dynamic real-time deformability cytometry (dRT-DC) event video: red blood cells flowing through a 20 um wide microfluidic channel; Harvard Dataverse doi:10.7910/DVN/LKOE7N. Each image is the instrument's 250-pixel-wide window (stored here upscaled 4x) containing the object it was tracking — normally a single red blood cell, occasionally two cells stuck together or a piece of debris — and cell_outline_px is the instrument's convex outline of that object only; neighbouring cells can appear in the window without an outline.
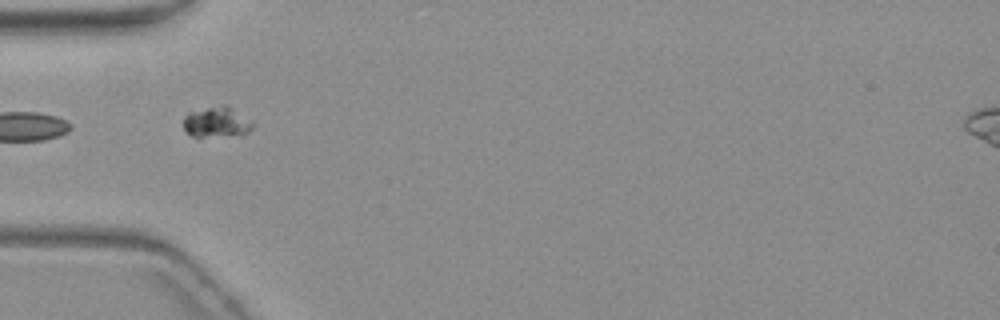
{"species": "common noctule bat (a hibernating species)", "species_latin": "Nyctalus noctula", "temperature_condition": "warm", "stored_images_in_passage": 4, "camera_frame_rate_fps": 3000, "um_per_image_px": 0.085, "animal": {"sex": "female", "body_mass_g": 19.3, "forearm_length_mm": 54.1}, "frame": {"image": 1, "passage_image": 1, "time_ms": 0.0, "image_size_px": [1000, 320], "cell_outline_px": [[252, 128], [248, 132], [204, 136], [192, 136], [184, 128], [184, 116], [188, 112], [224, 104], [228, 104], [252, 120]], "centroid_in_image_um": [18.42, 10.32], "position_along_channel_um": 66.6, "area_um2": 11.96}}
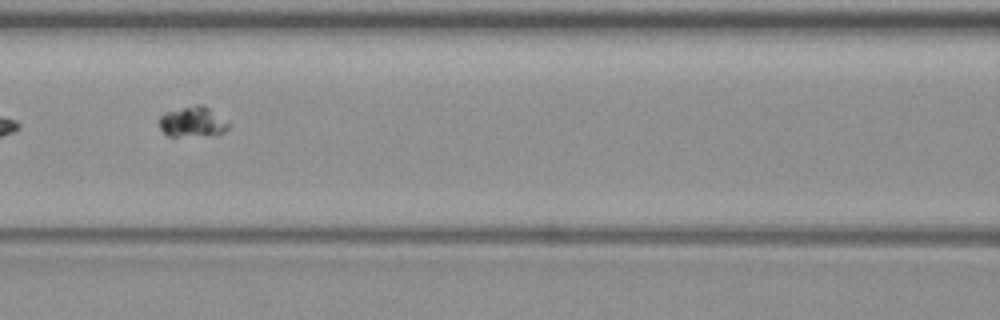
{"frame": {"image": 2, "passage_image": 3, "time_ms": 2.333, "image_size_px": [1000, 320], "cell_outline_px": [[228, 128], [224, 132], [216, 136], [168, 136], [160, 128], [160, 116], [164, 112], [196, 104], [204, 104], [228, 124]], "centroid_in_image_um": [16.36, 10.37], "position_along_channel_um": 150.2, "area_um2": 12.25}}
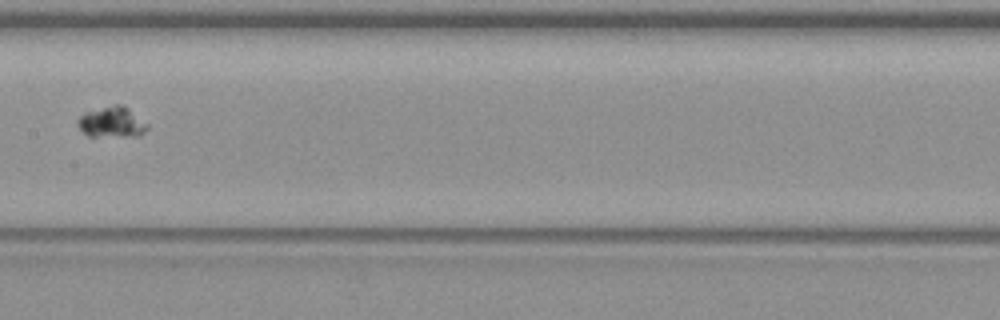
{"frame": {"image": 3, "passage_image": 4, "time_ms": 3.667, "image_size_px": [1000, 320], "cell_outline_px": [[148, 128], [144, 132], [136, 136], [88, 136], [76, 124], [76, 120], [84, 112], [116, 104], [120, 104], [128, 108], [148, 124]], "centroid_in_image_um": [9.49, 10.38], "position_along_channel_um": 197.9, "area_um2": 12.37}}